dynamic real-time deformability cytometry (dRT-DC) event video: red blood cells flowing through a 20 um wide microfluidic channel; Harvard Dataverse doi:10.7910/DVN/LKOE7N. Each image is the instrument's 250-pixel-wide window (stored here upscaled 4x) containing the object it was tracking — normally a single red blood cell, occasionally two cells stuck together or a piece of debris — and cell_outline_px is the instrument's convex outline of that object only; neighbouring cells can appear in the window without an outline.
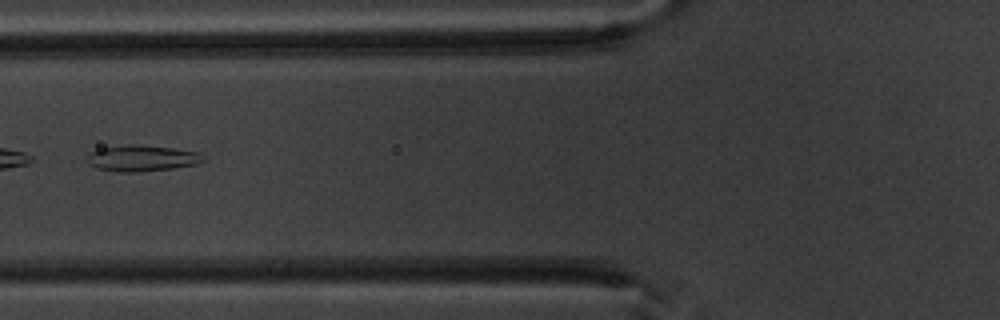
{"species": "common noctule bat (a hibernating species)", "species_latin": "Nyctalus noctula", "temperature_condition": "warm", "stored_images_in_passage": 3, "camera_frame_rate_fps": 3000, "um_per_image_px": 0.085, "animal": {"sex": "male", "body_mass_g": 20.1, "forearm_length_mm": 53.5}, "frame": {"image": 1, "passage_image": 3, "time_ms": 2.333, "image_size_px": [1000, 320], "cell_outline_px": [[204, 160], [196, 164], [172, 168], [140, 172], [116, 172], [96, 168], [88, 164], [88, 156], [92, 152], [100, 148], [120, 144], [136, 144], [172, 148], [200, 152], [204, 156]], "centroid_in_image_um": [12.04, 13.44], "position_along_channel_um": 113.8, "area_um2": 17.8}}